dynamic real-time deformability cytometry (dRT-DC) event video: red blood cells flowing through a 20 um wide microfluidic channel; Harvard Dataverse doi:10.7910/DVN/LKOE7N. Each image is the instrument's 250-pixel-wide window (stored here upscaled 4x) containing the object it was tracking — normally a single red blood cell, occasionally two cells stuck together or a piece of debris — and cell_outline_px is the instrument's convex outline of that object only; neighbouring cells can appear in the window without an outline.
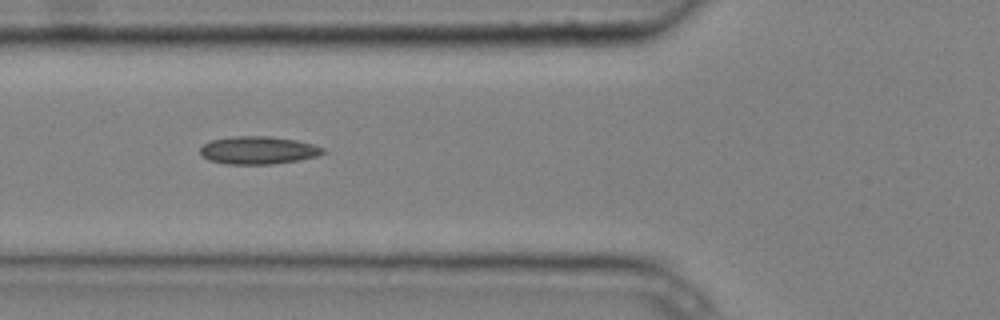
{"species": "common noctule bat (a hibernating species)", "species_latin": "Nyctalus noctula", "temperature_condition": "cold", "stored_images_in_passage": 4, "camera_frame_rate_fps": 3000, "um_per_image_px": 0.085, "animal": {"sex": "male", "body_mass_g": 20.4}, "frame": {"image": 1, "passage_image": 3, "time_ms": 0.667, "image_size_px": [1000, 320], "cell_outline_px": [[328, 152], [316, 156], [300, 160], [272, 164], [224, 164], [208, 160], [200, 152], [200, 148], [208, 140], [232, 136], [272, 136], [296, 140], [312, 144], [324, 148]], "centroid_in_image_um": [21.95, 12.76], "position_along_channel_um": 103.9, "area_um2": 20.11}}
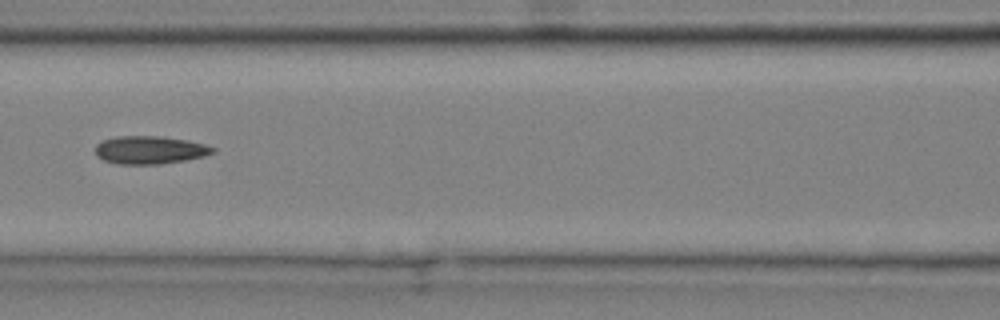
{"frame": {"image": 2, "passage_image": 4, "time_ms": 1.0, "image_size_px": [1000, 320], "cell_outline_px": [[216, 152], [204, 156], [184, 160], [160, 164], [116, 164], [104, 160], [96, 156], [96, 144], [100, 140], [116, 136], [160, 136], [188, 140], [204, 144], [216, 148]], "centroid_in_image_um": [12.72, 12.74], "position_along_channel_um": 153.9, "area_um2": 19.31}}